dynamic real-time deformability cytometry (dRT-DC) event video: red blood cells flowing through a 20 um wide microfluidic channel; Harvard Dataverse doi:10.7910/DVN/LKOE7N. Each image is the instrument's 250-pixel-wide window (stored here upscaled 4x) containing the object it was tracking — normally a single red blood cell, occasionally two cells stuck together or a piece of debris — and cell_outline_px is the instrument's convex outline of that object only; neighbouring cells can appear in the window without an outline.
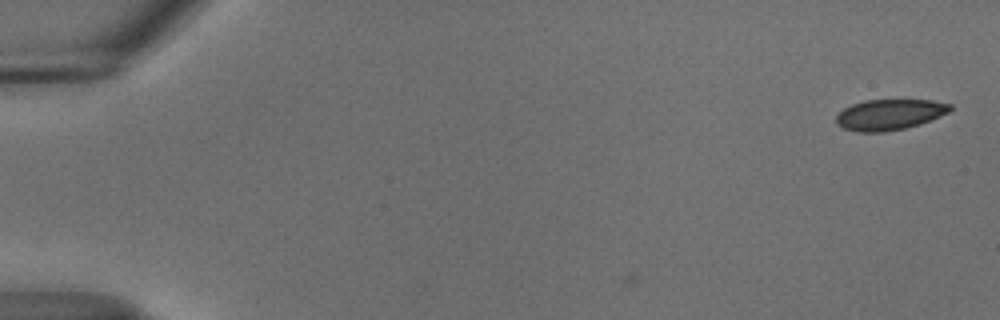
{"species": "common noctule bat (a hibernating species)", "species_latin": "Nyctalus noctula", "temperature_condition": "cold", "stored_images_in_passage": 2, "camera_frame_rate_fps": 3000, "um_per_image_px": 0.085, "animal": {"sex": "male", "body_mass_g": 18.8}, "frame": {"image": 1, "passage_image": 2, "time_ms": 0.333, "image_size_px": [1000, 320], "cell_outline_px": [[952, 108], [948, 112], [940, 116], [920, 124], [904, 128], [884, 132], [860, 132], [844, 128], [836, 124], [836, 116], [844, 108], [852, 104], [864, 100], [932, 100], [952, 104]], "centroid_in_image_um": [75.61, 9.73], "position_along_channel_um": 9.4, "area_um2": 20.35}}